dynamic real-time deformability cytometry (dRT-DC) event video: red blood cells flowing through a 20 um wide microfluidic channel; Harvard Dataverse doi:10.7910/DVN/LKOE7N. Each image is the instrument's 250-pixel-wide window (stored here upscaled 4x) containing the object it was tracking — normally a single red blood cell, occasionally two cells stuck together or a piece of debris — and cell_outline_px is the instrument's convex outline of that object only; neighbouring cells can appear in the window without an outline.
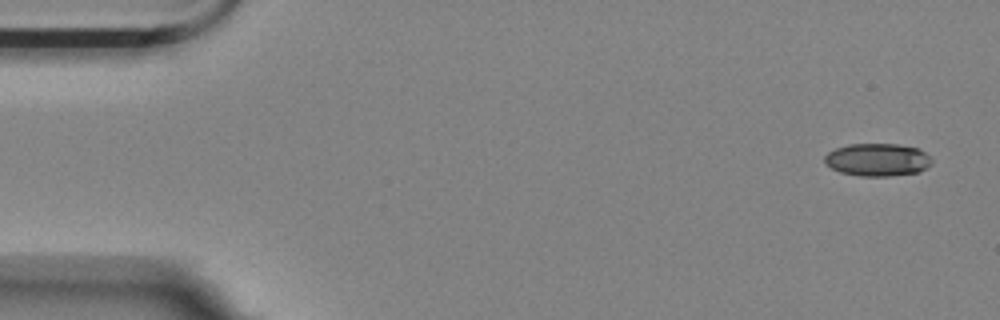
{"species": "Egyptian fruit bat (a non-hibernating species)", "species_latin": "Rousettus aegyptiacus", "temperature_condition": "room temperature", "stored_images_in_passage": 4, "camera_frame_rate_fps": 3000, "um_per_image_px": 0.085, "animal": {"sex": "female"}, "frame": {"image": 1, "passage_image": 1, "time_ms": 0.0, "image_size_px": [1000, 320], "cell_outline_px": [[932, 164], [928, 168], [920, 172], [892, 176], [860, 176], [840, 172], [824, 164], [824, 156], [828, 152], [836, 148], [848, 144], [900, 144], [920, 148], [932, 160]], "centroid_in_image_um": [74.6, 13.58], "position_along_channel_um": 10.4, "area_um2": 20.75}}